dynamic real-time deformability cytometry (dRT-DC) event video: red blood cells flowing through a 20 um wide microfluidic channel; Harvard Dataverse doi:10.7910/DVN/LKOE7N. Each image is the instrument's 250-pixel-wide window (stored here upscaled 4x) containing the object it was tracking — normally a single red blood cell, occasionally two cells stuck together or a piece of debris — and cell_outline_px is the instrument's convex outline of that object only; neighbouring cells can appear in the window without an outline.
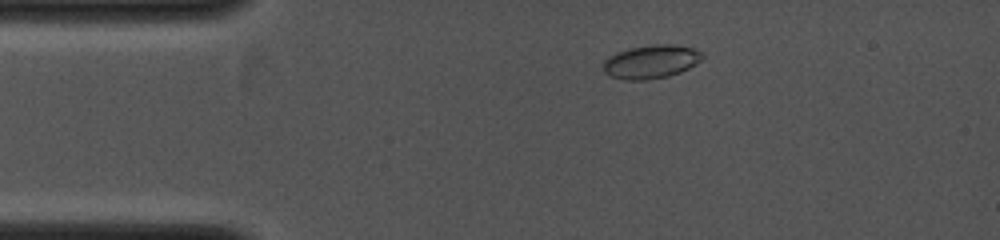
{"species": "common noctule bat (a hibernating species)", "species_latin": "Nyctalus noctula", "temperature_condition": "cold", "stored_images_in_passage": 13, "camera_frame_rate_fps": 4000, "um_per_image_px": 0.085, "animal": {"sex": "female", "body_mass_g": 19.0, "forearm_length_mm": 53.3}, "frame": {"image": 1, "passage_image": 4, "time_ms": 1.5, "image_size_px": [1000, 240], "cell_outline_px": [[704, 56], [696, 64], [680, 72], [668, 76], [648, 80], [628, 80], [612, 76], [604, 72], [604, 60], [608, 56], [616, 52], [628, 48], [656, 44], [676, 44], [692, 48], [704, 52]], "centroid_in_image_um": [55.36, 5.23], "position_along_channel_um": 29.6, "area_um2": 19.42}}
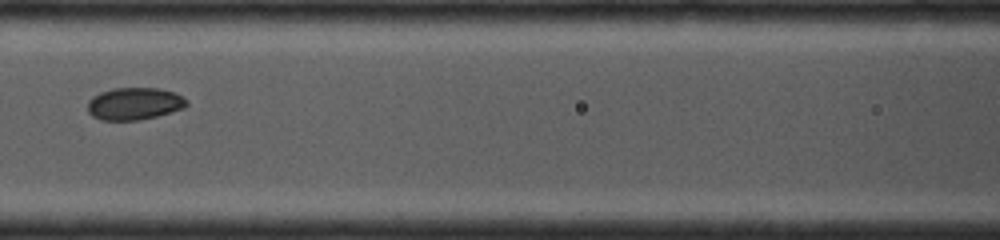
{"frame": {"image": 2, "passage_image": 11, "time_ms": 4.75, "image_size_px": [1000, 240], "cell_outline_px": [[188, 104], [184, 108], [156, 116], [136, 120], [100, 120], [92, 116], [88, 112], [88, 100], [92, 96], [100, 92], [112, 88], [156, 88], [176, 92], [188, 100]], "centroid_in_image_um": [11.41, 8.8], "position_along_channel_um": 155.2, "area_um2": 18.73}}
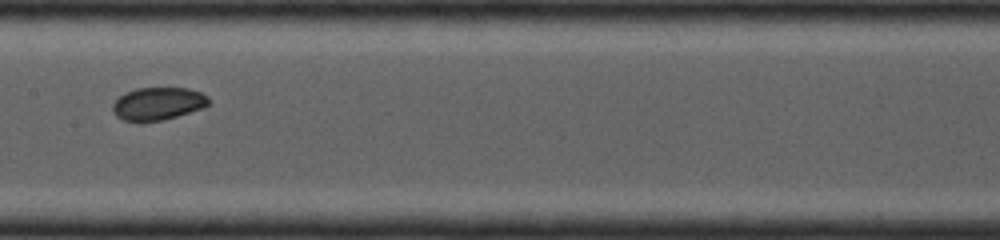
{"frame": {"image": 3, "passage_image": 12, "time_ms": 5.5, "image_size_px": [1000, 240], "cell_outline_px": [[212, 104], [204, 108], [164, 120], [140, 124], [124, 120], [116, 116], [112, 112], [112, 104], [124, 92], [136, 88], [188, 88], [200, 92], [208, 96], [212, 100]], "centroid_in_image_um": [13.44, 8.84], "position_along_channel_um": 194.0, "area_um2": 19.02}}